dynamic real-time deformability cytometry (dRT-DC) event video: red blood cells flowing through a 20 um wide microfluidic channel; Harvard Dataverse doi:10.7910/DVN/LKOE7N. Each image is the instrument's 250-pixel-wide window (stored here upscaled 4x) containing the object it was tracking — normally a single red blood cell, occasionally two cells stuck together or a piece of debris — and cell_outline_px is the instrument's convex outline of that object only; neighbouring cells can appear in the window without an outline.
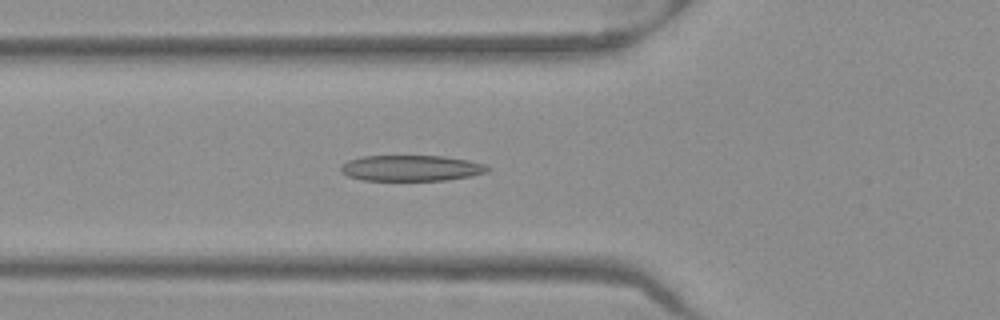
{"species": "Egyptian fruit bat (a non-hibernating species)", "species_latin": "Rousettus aegyptiacus", "temperature_condition": "warm", "stored_images_in_passage": 52, "camera_frame_rate_fps": 3000, "um_per_image_px": 0.085, "frame": {"image": 1, "passage_image": 19, "time_ms": 6.0, "image_size_px": [1000, 320], "cell_outline_px": [[492, 168], [488, 172], [448, 180], [364, 180], [348, 176], [340, 172], [340, 164], [348, 160], [364, 156], [444, 156], [468, 160], [484, 164]], "centroid_in_image_um": [34.94, 14.28], "position_along_channel_um": 90.9, "area_um2": 22.14}}
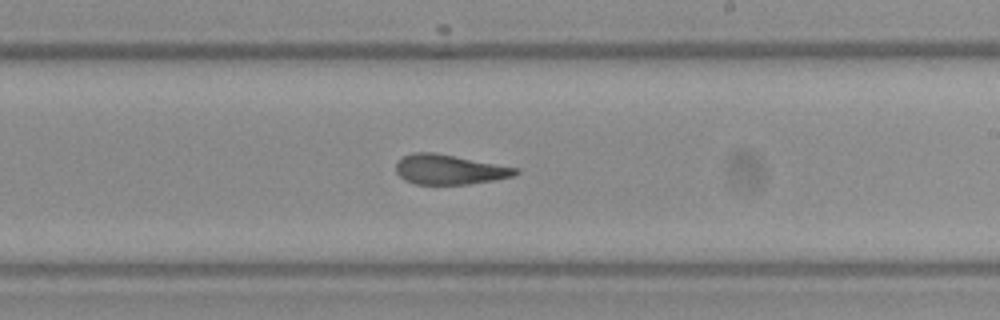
{"frame": {"image": 2, "passage_image": 31, "time_ms": 10.0, "image_size_px": [1000, 320], "cell_outline_px": [[520, 172], [516, 176], [496, 180], [468, 184], [416, 184], [404, 180], [396, 172], [396, 164], [404, 156], [412, 152], [436, 152], [520, 168]], "centroid_in_image_um": [38.25, 14.4], "position_along_channel_um": 250.7, "area_um2": 21.04}}
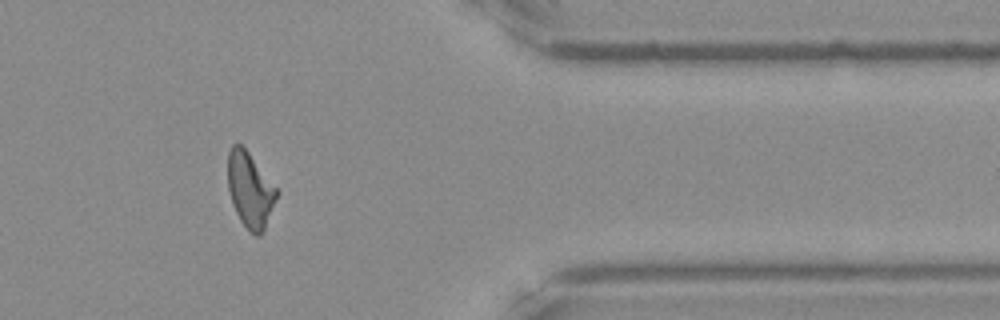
{"frame": {"image": 3, "passage_image": 43, "time_ms": 14.0, "image_size_px": [1000, 320], "cell_outline_px": [[280, 192], [264, 232], [260, 236], [256, 236], [248, 232], [240, 220], [232, 204], [228, 188], [228, 152], [232, 144], [240, 144], [248, 152]], "centroid_in_image_um": [21.27, 16.2], "position_along_channel_um": 390.1, "area_um2": 21.68}, "authors_computed_cell_mechanics": {"area_um2": 22.0796, "velocity_mm_per_s": 3.9731, "shape_relaxation_time_tau1_ms": 4.1536, "shape_relaxation_time_tau2_ms": 1.9713, "deformation_change_tau1": 0.1852, "deformation_change_tau2": 0.1222}}